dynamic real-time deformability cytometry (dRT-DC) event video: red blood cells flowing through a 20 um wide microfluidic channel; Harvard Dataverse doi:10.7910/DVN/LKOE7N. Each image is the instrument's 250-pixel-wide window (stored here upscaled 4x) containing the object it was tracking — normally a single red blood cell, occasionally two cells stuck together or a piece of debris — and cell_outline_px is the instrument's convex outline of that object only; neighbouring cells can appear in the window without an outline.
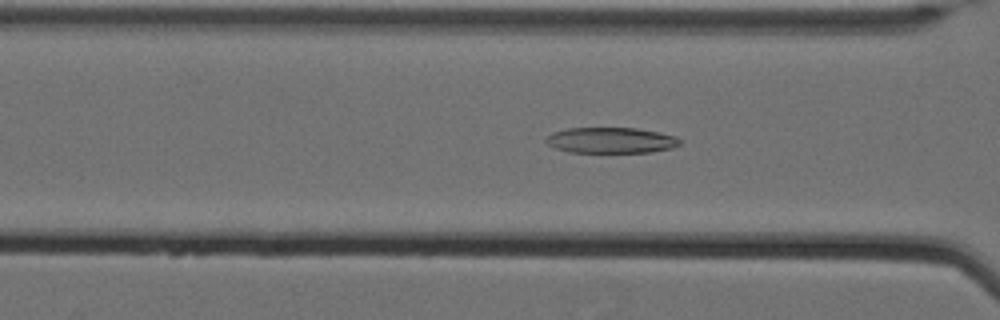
{"species": "Egyptian fruit bat (a non-hibernating species)", "species_latin": "Rousettus aegyptiacus", "temperature_condition": "cold", "stored_images_in_passage": 62, "camera_frame_rate_fps": 3000, "um_per_image_px": 0.085, "animal": {"sex": "female"}, "frame": {"image": 1, "passage_image": 29, "time_ms": 9.333, "image_size_px": [1000, 320], "cell_outline_px": [[680, 144], [672, 148], [652, 152], [568, 152], [556, 148], [548, 144], [544, 140], [552, 132], [568, 128], [636, 128], [660, 132], [676, 136], [680, 140]], "centroid_in_image_um": [51.94, 11.92], "position_along_channel_um": 114.7, "area_um2": 20.11}}
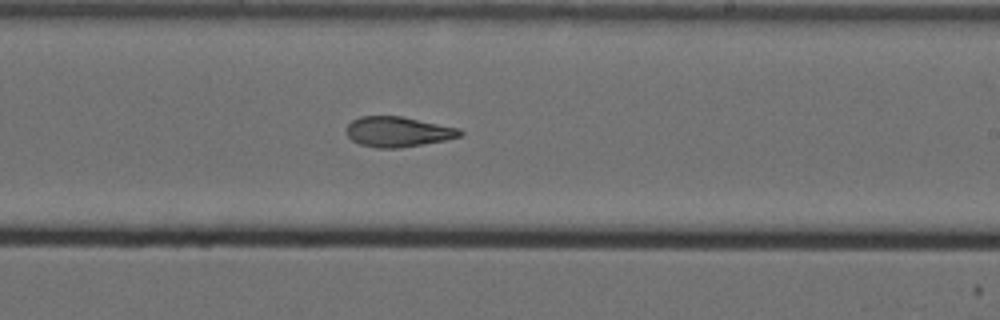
{"frame": {"image": 2, "passage_image": 41, "time_ms": 13.333, "image_size_px": [1000, 320], "cell_outline_px": [[464, 132], [460, 136], [444, 140], [400, 148], [376, 148], [360, 144], [352, 140], [348, 136], [344, 128], [352, 120], [360, 116], [400, 116], [460, 128]], "centroid_in_image_um": [33.79, 11.19], "position_along_channel_um": 255.2, "area_um2": 20.0}}
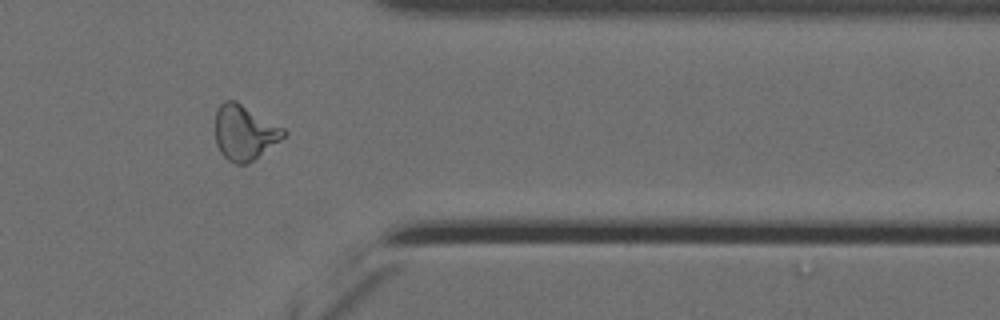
{"frame": {"image": 3, "passage_image": 53, "time_ms": 17.333, "image_size_px": [1000, 320], "cell_outline_px": [[288, 132], [280, 140], [248, 164], [236, 164], [228, 160], [220, 152], [216, 144], [216, 112], [220, 104], [224, 100], [236, 100], [284, 128]], "centroid_in_image_um": [20.77, 11.26], "position_along_channel_um": 390.6, "area_um2": 21.85}, "authors_computed_cell_mechanics": {"area_um2": 21.9929, "velocity_mm_per_s": 3.4886, "shape_relaxation_time_tau1_ms": null, "shape_relaxation_time_tau2_ms": 3.2417, "deformation_change_tau1": null, "deformation_change_tau2": 0.1107}}